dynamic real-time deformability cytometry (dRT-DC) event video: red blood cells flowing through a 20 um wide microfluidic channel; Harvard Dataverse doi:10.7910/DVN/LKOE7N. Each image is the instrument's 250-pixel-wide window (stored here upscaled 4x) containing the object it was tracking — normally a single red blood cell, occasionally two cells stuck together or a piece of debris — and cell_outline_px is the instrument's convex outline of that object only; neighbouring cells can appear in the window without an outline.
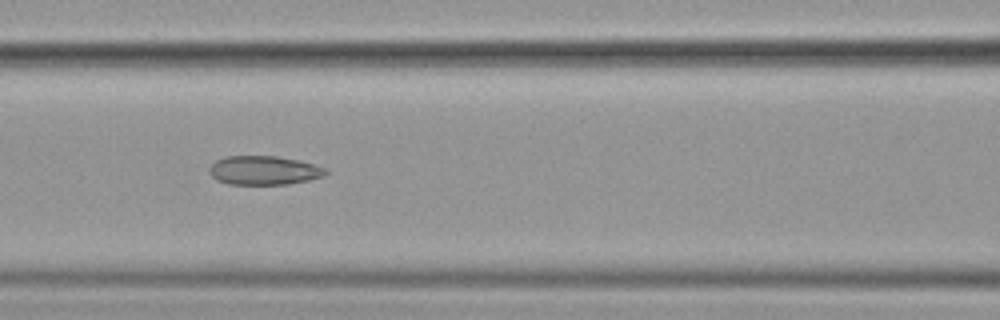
{"species": "common noctule bat (a hibernating species)", "species_latin": "Nyctalus noctula", "temperature_condition": "cold", "stored_images_in_passage": 29, "camera_frame_rate_fps": 3000, "um_per_image_px": 0.085, "animal": {"sex": "female", "body_mass_g": 19.9}, "frame": {"image": 1, "passage_image": 13, "time_ms": 4.0, "image_size_px": [1000, 320], "cell_outline_px": [[328, 172], [324, 176], [308, 180], [288, 184], [228, 184], [216, 180], [208, 172], [208, 168], [216, 160], [224, 156], [276, 156], [296, 160], [312, 164], [324, 168]], "centroid_in_image_um": [22.38, 14.48], "position_along_channel_um": 144.2, "area_um2": 19.54}}
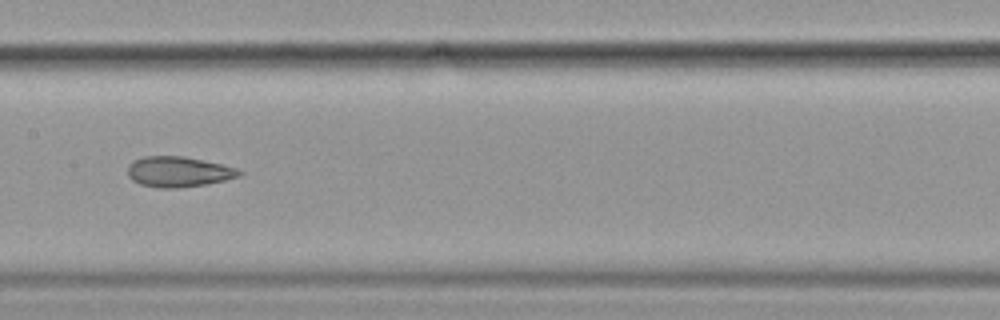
{"frame": {"image": 2, "passage_image": 17, "time_ms": 5.333, "image_size_px": [1000, 320], "cell_outline_px": [[244, 172], [240, 176], [224, 180], [204, 184], [180, 188], [156, 188], [140, 184], [132, 180], [128, 176], [128, 164], [144, 156], [184, 156], [220, 164], [236, 168]], "centroid_in_image_um": [15.15, 14.6], "position_along_channel_um": 192.3, "area_um2": 19.71}}